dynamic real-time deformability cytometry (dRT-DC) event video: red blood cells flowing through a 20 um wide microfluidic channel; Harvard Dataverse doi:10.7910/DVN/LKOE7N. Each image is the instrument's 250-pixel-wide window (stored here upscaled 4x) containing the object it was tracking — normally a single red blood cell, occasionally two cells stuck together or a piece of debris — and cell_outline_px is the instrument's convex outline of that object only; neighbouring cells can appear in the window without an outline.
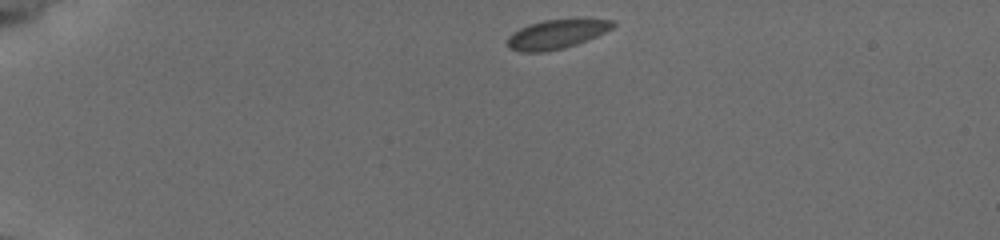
{"species": "common noctule bat (a hibernating species)", "species_latin": "Nyctalus noctula", "temperature_condition": "cold", "stored_images_in_passage": 34, "camera_frame_rate_fps": 3000, "um_per_image_px": 0.085, "animal": {"sex": "female", "body_mass_g": 19.5, "forearm_length_mm": 54.1}, "frame": {"image": 1, "passage_image": 1, "time_ms": 0.0, "image_size_px": [1000, 240], "cell_outline_px": [[616, 24], [612, 28], [596, 36], [576, 44], [564, 48], [544, 52], [520, 52], [508, 48], [508, 36], [512, 32], [528, 24], [544, 20], [612, 20]], "centroid_in_image_um": [47.23, 2.93], "position_along_channel_um": 37.8, "area_um2": 17.57}}
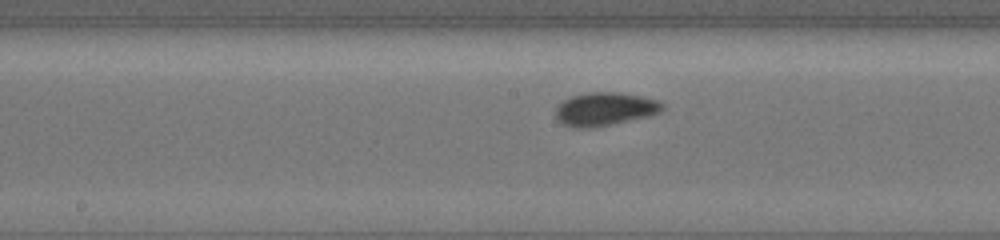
{"frame": {"image": 2, "passage_image": 15, "time_ms": 6.0, "image_size_px": [1000, 240], "cell_outline_px": [[664, 108], [660, 112], [648, 116], [592, 128], [576, 128], [564, 124], [556, 116], [556, 108], [564, 100], [572, 96], [588, 92], [620, 92], [640, 96], [656, 100], [664, 104]], "centroid_in_image_um": [51.42, 9.26], "position_along_channel_um": 196.8, "area_um2": 20.46}}
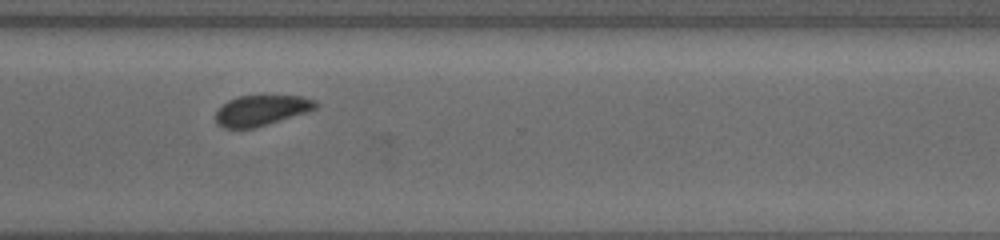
{"frame": {"image": 3, "passage_image": 33, "time_ms": 10.0, "image_size_px": [1000, 240], "cell_outline_px": [[320, 104], [316, 108], [304, 112], [252, 128], [224, 128], [216, 124], [216, 112], [228, 100], [240, 96], [304, 96], [316, 100]], "centroid_in_image_um": [22.21, 9.37], "position_along_channel_um": 348.4, "area_um2": 17.34}}